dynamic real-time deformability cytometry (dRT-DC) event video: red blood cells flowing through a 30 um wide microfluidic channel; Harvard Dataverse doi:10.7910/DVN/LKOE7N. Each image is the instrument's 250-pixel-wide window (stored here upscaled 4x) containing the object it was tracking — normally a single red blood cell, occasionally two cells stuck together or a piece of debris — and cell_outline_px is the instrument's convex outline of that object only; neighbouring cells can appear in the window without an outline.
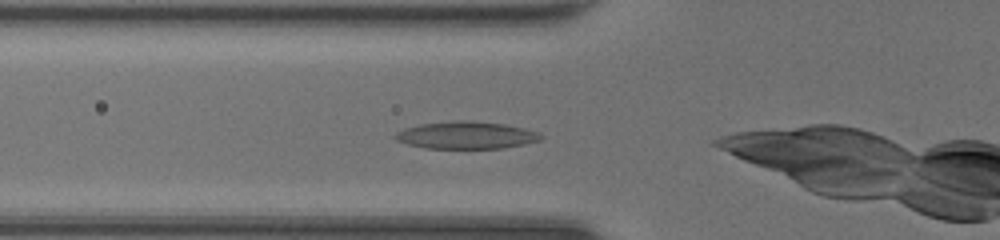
{"species": "common noctule bat (a hibernating species)", "species_latin": "Nyctalus noctula", "temperature_condition": "room temperature", "stored_images_in_passage": 31, "camera_frame_rate_fps": 3000, "um_per_image_px": 0.085, "animal": {"sex": "female", "body_mass_g": 20.0, "forearm_length_mm": 54.0}, "frame": {"image": 1, "passage_image": 3, "time_ms": 0.667, "image_size_px": [1000, 240], "cell_outline_px": [[544, 136], [540, 140], [524, 144], [504, 148], [424, 148], [408, 144], [396, 140], [392, 136], [396, 132], [404, 128], [420, 124], [456, 120], [472, 120], [504, 124], [524, 128], [540, 132]], "centroid_in_image_um": [39.63, 11.48], "position_along_channel_um": 86.2, "area_um2": 23.35}}
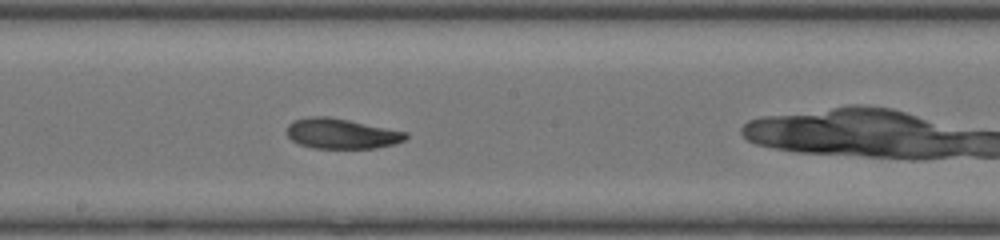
{"frame": {"image": 2, "passage_image": 12, "time_ms": 3.667, "image_size_px": [1000, 240], "cell_outline_px": [[408, 136], [404, 140], [392, 144], [376, 148], [312, 148], [300, 144], [292, 140], [288, 136], [288, 124], [292, 120], [308, 116], [328, 116], [408, 132]], "centroid_in_image_um": [29.0, 11.35], "position_along_channel_um": 219.2, "area_um2": 20.87}}
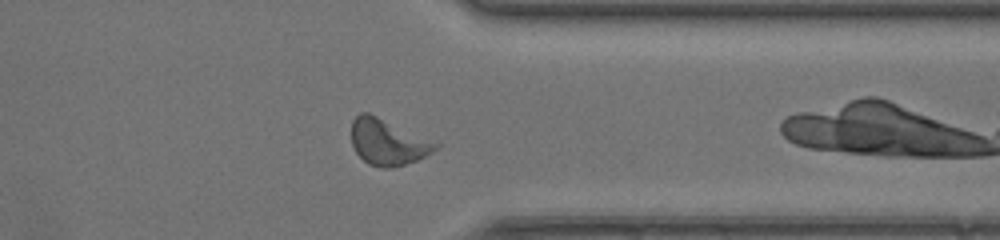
{"frame": {"image": 3, "passage_image": 23, "time_ms": 7.333, "image_size_px": [1000, 240], "cell_outline_px": [[440, 144], [432, 152], [416, 160], [392, 168], [380, 168], [368, 164], [356, 152], [352, 144], [352, 120], [360, 112], [368, 112]], "centroid_in_image_um": [32.92, 12.08], "position_along_channel_um": 378.5, "area_um2": 22.2}}